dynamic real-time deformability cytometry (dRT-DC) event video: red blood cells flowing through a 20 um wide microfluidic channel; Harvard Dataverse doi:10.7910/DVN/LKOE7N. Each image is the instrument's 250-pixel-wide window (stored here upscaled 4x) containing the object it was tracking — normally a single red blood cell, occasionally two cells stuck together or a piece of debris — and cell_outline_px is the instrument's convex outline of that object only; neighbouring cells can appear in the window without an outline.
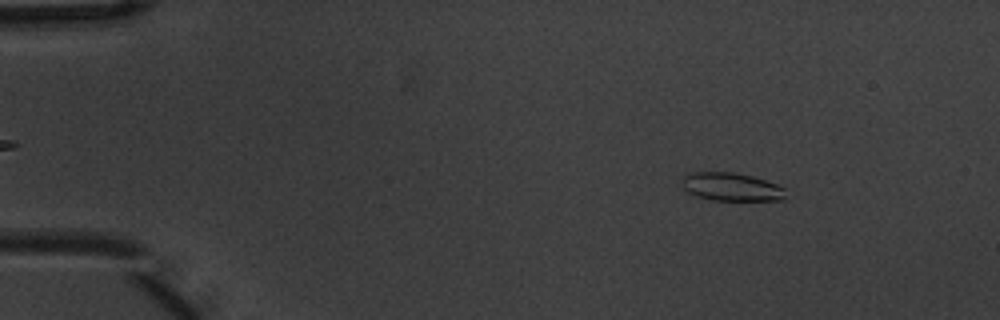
{"species": "common noctule bat (a hibernating species)", "species_latin": "Nyctalus noctula", "temperature_condition": "warm", "stored_images_in_passage": 5, "camera_frame_rate_fps": 3000, "um_per_image_px": 0.085, "animal": {"sex": "male", "body_mass_g": 20.1, "forearm_length_mm": 53.5}, "frame": {"image": 1, "passage_image": 2, "time_ms": 0.333, "image_size_px": [1000, 320], "cell_outline_px": [[784, 200], [712, 200], [696, 196], [688, 192], [684, 188], [680, 180], [684, 176], [692, 172], [736, 172], [752, 176], [776, 184], [784, 188]], "centroid_in_image_um": [62.13, 15.88], "position_along_channel_um": 22.9, "area_um2": 16.99}}
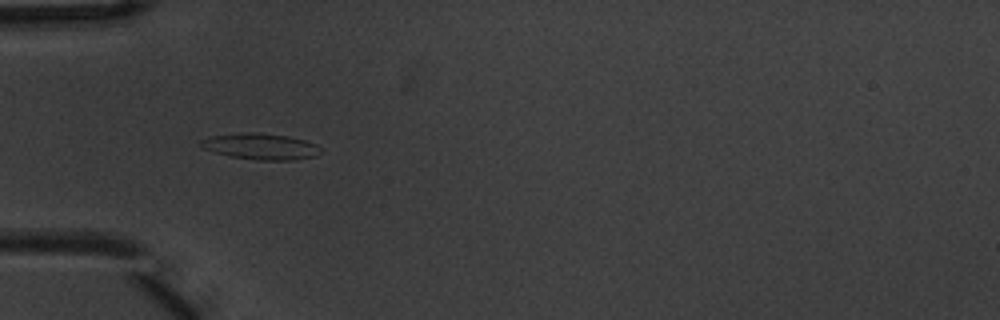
{"frame": {"image": 2, "passage_image": 4, "time_ms": 1.0, "image_size_px": [1000, 320], "cell_outline_px": [[320, 152], [316, 156], [296, 160], [256, 160], [228, 156], [204, 148], [200, 144], [200, 140], [208, 136], [240, 132], [260, 132], [288, 136], [304, 140], [316, 144], [320, 148]], "centroid_in_image_um": [22.15, 12.44], "position_along_channel_um": 62.9, "area_um2": 18.44}}